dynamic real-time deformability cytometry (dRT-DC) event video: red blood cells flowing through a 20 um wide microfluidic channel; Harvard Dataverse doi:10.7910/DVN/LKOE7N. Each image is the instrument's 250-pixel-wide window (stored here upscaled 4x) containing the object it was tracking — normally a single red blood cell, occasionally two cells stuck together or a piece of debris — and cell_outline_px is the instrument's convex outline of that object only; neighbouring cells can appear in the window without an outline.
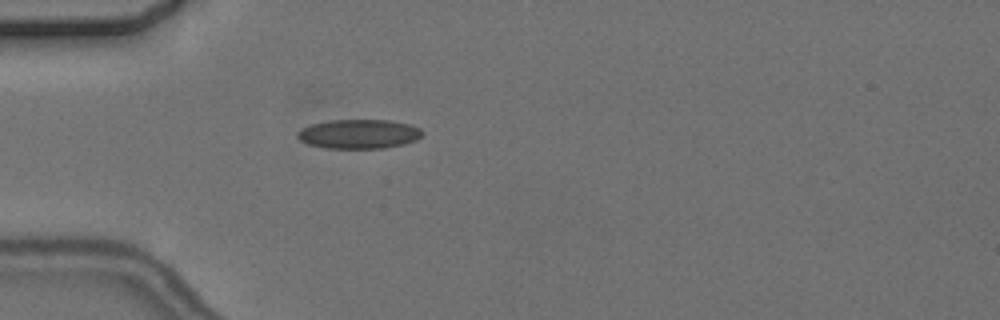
{"species": "common noctule bat (a hibernating species)", "species_latin": "Nyctalus noctula", "temperature_condition": "cold", "stored_images_in_passage": 1, "camera_frame_rate_fps": 3000, "um_per_image_px": 0.085, "animal": {"sex": "female", "body_mass_g": 24.6, "forearm_length_mm": 56.2}, "frame": {"image": 1, "passage_image": 1, "time_ms": 0.0, "image_size_px": [1000, 320], "cell_outline_px": [[424, 132], [416, 140], [404, 144], [384, 148], [324, 148], [308, 144], [300, 140], [296, 136], [296, 132], [312, 124], [328, 120], [388, 120], [408, 124], [420, 128]], "centroid_in_image_um": [30.5, 11.39], "position_along_channel_um": 54.5, "area_um2": 21.27}}